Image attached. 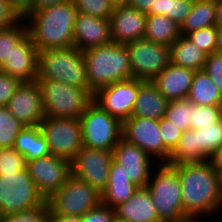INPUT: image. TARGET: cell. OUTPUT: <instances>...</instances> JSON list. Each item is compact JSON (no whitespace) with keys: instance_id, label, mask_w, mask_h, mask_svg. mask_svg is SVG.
<instances>
[{"instance_id":"7dc6e473","label":"cell","mask_w":222,"mask_h":222,"mask_svg":"<svg viewBox=\"0 0 222 222\" xmlns=\"http://www.w3.org/2000/svg\"><path fill=\"white\" fill-rule=\"evenodd\" d=\"M155 2L156 0H129L128 5L147 14L151 8H155Z\"/></svg>"},{"instance_id":"83f0119b","label":"cell","mask_w":222,"mask_h":222,"mask_svg":"<svg viewBox=\"0 0 222 222\" xmlns=\"http://www.w3.org/2000/svg\"><path fill=\"white\" fill-rule=\"evenodd\" d=\"M187 99L196 105H222V95L205 70L195 71Z\"/></svg>"},{"instance_id":"8fae6325","label":"cell","mask_w":222,"mask_h":222,"mask_svg":"<svg viewBox=\"0 0 222 222\" xmlns=\"http://www.w3.org/2000/svg\"><path fill=\"white\" fill-rule=\"evenodd\" d=\"M129 52L132 77L152 81L171 63L170 46L140 39L125 44Z\"/></svg>"},{"instance_id":"44dd1931","label":"cell","mask_w":222,"mask_h":222,"mask_svg":"<svg viewBox=\"0 0 222 222\" xmlns=\"http://www.w3.org/2000/svg\"><path fill=\"white\" fill-rule=\"evenodd\" d=\"M195 71L170 63L152 82L168 100L187 99Z\"/></svg>"},{"instance_id":"4fadbf2b","label":"cell","mask_w":222,"mask_h":222,"mask_svg":"<svg viewBox=\"0 0 222 222\" xmlns=\"http://www.w3.org/2000/svg\"><path fill=\"white\" fill-rule=\"evenodd\" d=\"M113 160V150L83 146L71 161V174L102 193L108 183Z\"/></svg>"},{"instance_id":"d4e9b609","label":"cell","mask_w":222,"mask_h":222,"mask_svg":"<svg viewBox=\"0 0 222 222\" xmlns=\"http://www.w3.org/2000/svg\"><path fill=\"white\" fill-rule=\"evenodd\" d=\"M26 161L50 155L48 143L37 126H25L17 135L13 147Z\"/></svg>"},{"instance_id":"9c48e42d","label":"cell","mask_w":222,"mask_h":222,"mask_svg":"<svg viewBox=\"0 0 222 222\" xmlns=\"http://www.w3.org/2000/svg\"><path fill=\"white\" fill-rule=\"evenodd\" d=\"M50 215L83 216L102 203L101 193L85 181L71 175L48 199Z\"/></svg>"},{"instance_id":"ee69618b","label":"cell","mask_w":222,"mask_h":222,"mask_svg":"<svg viewBox=\"0 0 222 222\" xmlns=\"http://www.w3.org/2000/svg\"><path fill=\"white\" fill-rule=\"evenodd\" d=\"M114 208L102 203L81 216L82 222H113L115 218Z\"/></svg>"},{"instance_id":"30bf717a","label":"cell","mask_w":222,"mask_h":222,"mask_svg":"<svg viewBox=\"0 0 222 222\" xmlns=\"http://www.w3.org/2000/svg\"><path fill=\"white\" fill-rule=\"evenodd\" d=\"M39 127L48 143L50 153L72 161L83 147V135L79 118L45 117Z\"/></svg>"},{"instance_id":"1f68e13d","label":"cell","mask_w":222,"mask_h":222,"mask_svg":"<svg viewBox=\"0 0 222 222\" xmlns=\"http://www.w3.org/2000/svg\"><path fill=\"white\" fill-rule=\"evenodd\" d=\"M195 0H156L155 8L147 14H162L182 25L187 15L191 12Z\"/></svg>"},{"instance_id":"f1b7e54d","label":"cell","mask_w":222,"mask_h":222,"mask_svg":"<svg viewBox=\"0 0 222 222\" xmlns=\"http://www.w3.org/2000/svg\"><path fill=\"white\" fill-rule=\"evenodd\" d=\"M216 0H195L191 12L180 26L181 35L216 26Z\"/></svg>"},{"instance_id":"4dcf8cb0","label":"cell","mask_w":222,"mask_h":222,"mask_svg":"<svg viewBox=\"0 0 222 222\" xmlns=\"http://www.w3.org/2000/svg\"><path fill=\"white\" fill-rule=\"evenodd\" d=\"M196 146L209 159L222 145V118L202 129L195 130Z\"/></svg>"},{"instance_id":"816d5d0a","label":"cell","mask_w":222,"mask_h":222,"mask_svg":"<svg viewBox=\"0 0 222 222\" xmlns=\"http://www.w3.org/2000/svg\"><path fill=\"white\" fill-rule=\"evenodd\" d=\"M216 22L222 25V0H216Z\"/></svg>"},{"instance_id":"836d02e7","label":"cell","mask_w":222,"mask_h":222,"mask_svg":"<svg viewBox=\"0 0 222 222\" xmlns=\"http://www.w3.org/2000/svg\"><path fill=\"white\" fill-rule=\"evenodd\" d=\"M28 33L25 19L16 24L0 29V66L9 57L14 45H16Z\"/></svg>"},{"instance_id":"9a60e30c","label":"cell","mask_w":222,"mask_h":222,"mask_svg":"<svg viewBox=\"0 0 222 222\" xmlns=\"http://www.w3.org/2000/svg\"><path fill=\"white\" fill-rule=\"evenodd\" d=\"M140 79H129L102 87L94 94V101L121 122L132 116Z\"/></svg>"},{"instance_id":"e575fe53","label":"cell","mask_w":222,"mask_h":222,"mask_svg":"<svg viewBox=\"0 0 222 222\" xmlns=\"http://www.w3.org/2000/svg\"><path fill=\"white\" fill-rule=\"evenodd\" d=\"M24 127L7 107H0V149L14 147L15 139Z\"/></svg>"},{"instance_id":"ffe728a7","label":"cell","mask_w":222,"mask_h":222,"mask_svg":"<svg viewBox=\"0 0 222 222\" xmlns=\"http://www.w3.org/2000/svg\"><path fill=\"white\" fill-rule=\"evenodd\" d=\"M74 47L82 52L112 42L110 20L78 12L74 24Z\"/></svg>"},{"instance_id":"603a6c76","label":"cell","mask_w":222,"mask_h":222,"mask_svg":"<svg viewBox=\"0 0 222 222\" xmlns=\"http://www.w3.org/2000/svg\"><path fill=\"white\" fill-rule=\"evenodd\" d=\"M169 101L159 92L152 81L140 80L132 116L159 121L165 117Z\"/></svg>"},{"instance_id":"d590c367","label":"cell","mask_w":222,"mask_h":222,"mask_svg":"<svg viewBox=\"0 0 222 222\" xmlns=\"http://www.w3.org/2000/svg\"><path fill=\"white\" fill-rule=\"evenodd\" d=\"M78 12L110 19L115 5L111 0H71Z\"/></svg>"},{"instance_id":"bcb514c9","label":"cell","mask_w":222,"mask_h":222,"mask_svg":"<svg viewBox=\"0 0 222 222\" xmlns=\"http://www.w3.org/2000/svg\"><path fill=\"white\" fill-rule=\"evenodd\" d=\"M13 10L21 19L32 13L34 0H8Z\"/></svg>"},{"instance_id":"c3c4849f","label":"cell","mask_w":222,"mask_h":222,"mask_svg":"<svg viewBox=\"0 0 222 222\" xmlns=\"http://www.w3.org/2000/svg\"><path fill=\"white\" fill-rule=\"evenodd\" d=\"M65 1L68 0H34L32 13L38 12L42 9L54 6Z\"/></svg>"},{"instance_id":"9f6ffc18","label":"cell","mask_w":222,"mask_h":222,"mask_svg":"<svg viewBox=\"0 0 222 222\" xmlns=\"http://www.w3.org/2000/svg\"><path fill=\"white\" fill-rule=\"evenodd\" d=\"M113 222H127V221H123V220H120V219H118V218H114V220H113Z\"/></svg>"},{"instance_id":"f546056e","label":"cell","mask_w":222,"mask_h":222,"mask_svg":"<svg viewBox=\"0 0 222 222\" xmlns=\"http://www.w3.org/2000/svg\"><path fill=\"white\" fill-rule=\"evenodd\" d=\"M209 160L196 146L195 130H185L168 159L169 165Z\"/></svg>"},{"instance_id":"8d00e7d4","label":"cell","mask_w":222,"mask_h":222,"mask_svg":"<svg viewBox=\"0 0 222 222\" xmlns=\"http://www.w3.org/2000/svg\"><path fill=\"white\" fill-rule=\"evenodd\" d=\"M49 206L47 200L41 205L19 213L0 217V222H49Z\"/></svg>"},{"instance_id":"277c9868","label":"cell","mask_w":222,"mask_h":222,"mask_svg":"<svg viewBox=\"0 0 222 222\" xmlns=\"http://www.w3.org/2000/svg\"><path fill=\"white\" fill-rule=\"evenodd\" d=\"M146 188L162 222H191L184 214L181 182L172 165L157 163Z\"/></svg>"},{"instance_id":"db71d44e","label":"cell","mask_w":222,"mask_h":222,"mask_svg":"<svg viewBox=\"0 0 222 222\" xmlns=\"http://www.w3.org/2000/svg\"><path fill=\"white\" fill-rule=\"evenodd\" d=\"M111 2H112L115 6H119V5H128L129 0H111Z\"/></svg>"},{"instance_id":"7bdbcfd3","label":"cell","mask_w":222,"mask_h":222,"mask_svg":"<svg viewBox=\"0 0 222 222\" xmlns=\"http://www.w3.org/2000/svg\"><path fill=\"white\" fill-rule=\"evenodd\" d=\"M21 81L0 70V107H6Z\"/></svg>"},{"instance_id":"7402d4cb","label":"cell","mask_w":222,"mask_h":222,"mask_svg":"<svg viewBox=\"0 0 222 222\" xmlns=\"http://www.w3.org/2000/svg\"><path fill=\"white\" fill-rule=\"evenodd\" d=\"M116 218L127 222H162L146 187H139L124 203L114 207Z\"/></svg>"},{"instance_id":"52a82bcc","label":"cell","mask_w":222,"mask_h":222,"mask_svg":"<svg viewBox=\"0 0 222 222\" xmlns=\"http://www.w3.org/2000/svg\"><path fill=\"white\" fill-rule=\"evenodd\" d=\"M45 201L27 168L0 175V217L32 209Z\"/></svg>"},{"instance_id":"d6986e66","label":"cell","mask_w":222,"mask_h":222,"mask_svg":"<svg viewBox=\"0 0 222 222\" xmlns=\"http://www.w3.org/2000/svg\"><path fill=\"white\" fill-rule=\"evenodd\" d=\"M112 41L127 44L144 39L147 14L129 5L115 6L110 17Z\"/></svg>"},{"instance_id":"11a10c76","label":"cell","mask_w":222,"mask_h":222,"mask_svg":"<svg viewBox=\"0 0 222 222\" xmlns=\"http://www.w3.org/2000/svg\"><path fill=\"white\" fill-rule=\"evenodd\" d=\"M219 176H220V189L222 193V172L219 173Z\"/></svg>"},{"instance_id":"f5cc1de1","label":"cell","mask_w":222,"mask_h":222,"mask_svg":"<svg viewBox=\"0 0 222 222\" xmlns=\"http://www.w3.org/2000/svg\"><path fill=\"white\" fill-rule=\"evenodd\" d=\"M217 30V51L222 53V25H216Z\"/></svg>"},{"instance_id":"2e32d148","label":"cell","mask_w":222,"mask_h":222,"mask_svg":"<svg viewBox=\"0 0 222 222\" xmlns=\"http://www.w3.org/2000/svg\"><path fill=\"white\" fill-rule=\"evenodd\" d=\"M6 107L25 126L39 125L45 116L37 80L21 82Z\"/></svg>"},{"instance_id":"7a4b0ae2","label":"cell","mask_w":222,"mask_h":222,"mask_svg":"<svg viewBox=\"0 0 222 222\" xmlns=\"http://www.w3.org/2000/svg\"><path fill=\"white\" fill-rule=\"evenodd\" d=\"M77 8L71 0L29 14L25 21L38 51L74 46Z\"/></svg>"},{"instance_id":"ac0fdd59","label":"cell","mask_w":222,"mask_h":222,"mask_svg":"<svg viewBox=\"0 0 222 222\" xmlns=\"http://www.w3.org/2000/svg\"><path fill=\"white\" fill-rule=\"evenodd\" d=\"M39 51L27 33L14 45L0 70L18 78L21 82L36 81L38 78Z\"/></svg>"},{"instance_id":"b9f144b4","label":"cell","mask_w":222,"mask_h":222,"mask_svg":"<svg viewBox=\"0 0 222 222\" xmlns=\"http://www.w3.org/2000/svg\"><path fill=\"white\" fill-rule=\"evenodd\" d=\"M204 70L212 78L222 95V53L217 51L207 55Z\"/></svg>"},{"instance_id":"3957f363","label":"cell","mask_w":222,"mask_h":222,"mask_svg":"<svg viewBox=\"0 0 222 222\" xmlns=\"http://www.w3.org/2000/svg\"><path fill=\"white\" fill-rule=\"evenodd\" d=\"M89 90L95 94L102 87L133 79L129 52L125 44L110 42L83 51Z\"/></svg>"},{"instance_id":"ab89813d","label":"cell","mask_w":222,"mask_h":222,"mask_svg":"<svg viewBox=\"0 0 222 222\" xmlns=\"http://www.w3.org/2000/svg\"><path fill=\"white\" fill-rule=\"evenodd\" d=\"M26 166L25 157L13 147L0 149V175L25 170Z\"/></svg>"},{"instance_id":"4316f807","label":"cell","mask_w":222,"mask_h":222,"mask_svg":"<svg viewBox=\"0 0 222 222\" xmlns=\"http://www.w3.org/2000/svg\"><path fill=\"white\" fill-rule=\"evenodd\" d=\"M181 36L180 26L162 14H147L144 39L171 46Z\"/></svg>"},{"instance_id":"484cf974","label":"cell","mask_w":222,"mask_h":222,"mask_svg":"<svg viewBox=\"0 0 222 222\" xmlns=\"http://www.w3.org/2000/svg\"><path fill=\"white\" fill-rule=\"evenodd\" d=\"M171 63L192 69L204 70L207 54L197 47L185 35H181L171 46Z\"/></svg>"},{"instance_id":"681fc988","label":"cell","mask_w":222,"mask_h":222,"mask_svg":"<svg viewBox=\"0 0 222 222\" xmlns=\"http://www.w3.org/2000/svg\"><path fill=\"white\" fill-rule=\"evenodd\" d=\"M213 168L219 174L222 172V145L216 150V152L209 158Z\"/></svg>"},{"instance_id":"ba28073f","label":"cell","mask_w":222,"mask_h":222,"mask_svg":"<svg viewBox=\"0 0 222 222\" xmlns=\"http://www.w3.org/2000/svg\"><path fill=\"white\" fill-rule=\"evenodd\" d=\"M79 120L84 147L113 150L122 138V122L104 111L95 101L86 108Z\"/></svg>"},{"instance_id":"f6af8a7d","label":"cell","mask_w":222,"mask_h":222,"mask_svg":"<svg viewBox=\"0 0 222 222\" xmlns=\"http://www.w3.org/2000/svg\"><path fill=\"white\" fill-rule=\"evenodd\" d=\"M21 18L13 10L8 0H0V29L10 27Z\"/></svg>"},{"instance_id":"cb8c5ba5","label":"cell","mask_w":222,"mask_h":222,"mask_svg":"<svg viewBox=\"0 0 222 222\" xmlns=\"http://www.w3.org/2000/svg\"><path fill=\"white\" fill-rule=\"evenodd\" d=\"M138 188L123 172L121 165L113 160L108 183L101 193L102 204L114 208L129 200Z\"/></svg>"},{"instance_id":"7c38bea8","label":"cell","mask_w":222,"mask_h":222,"mask_svg":"<svg viewBox=\"0 0 222 222\" xmlns=\"http://www.w3.org/2000/svg\"><path fill=\"white\" fill-rule=\"evenodd\" d=\"M122 138L144 150L156 164L168 163L171 152L164 146L159 121L131 116L122 122Z\"/></svg>"},{"instance_id":"6da1fadb","label":"cell","mask_w":222,"mask_h":222,"mask_svg":"<svg viewBox=\"0 0 222 222\" xmlns=\"http://www.w3.org/2000/svg\"><path fill=\"white\" fill-rule=\"evenodd\" d=\"M172 166L181 182L184 214L191 222H200L222 211L220 176L209 160Z\"/></svg>"},{"instance_id":"e0dca14e","label":"cell","mask_w":222,"mask_h":222,"mask_svg":"<svg viewBox=\"0 0 222 222\" xmlns=\"http://www.w3.org/2000/svg\"><path fill=\"white\" fill-rule=\"evenodd\" d=\"M113 158L133 183L147 186L156 161L144 150L121 138L113 149Z\"/></svg>"},{"instance_id":"74e56055","label":"cell","mask_w":222,"mask_h":222,"mask_svg":"<svg viewBox=\"0 0 222 222\" xmlns=\"http://www.w3.org/2000/svg\"><path fill=\"white\" fill-rule=\"evenodd\" d=\"M185 36L207 55L217 52L216 26L202 28L200 30L190 32Z\"/></svg>"},{"instance_id":"8992f818","label":"cell","mask_w":222,"mask_h":222,"mask_svg":"<svg viewBox=\"0 0 222 222\" xmlns=\"http://www.w3.org/2000/svg\"><path fill=\"white\" fill-rule=\"evenodd\" d=\"M37 79L89 89L83 52L74 46L39 51Z\"/></svg>"},{"instance_id":"5b68a950","label":"cell","mask_w":222,"mask_h":222,"mask_svg":"<svg viewBox=\"0 0 222 222\" xmlns=\"http://www.w3.org/2000/svg\"><path fill=\"white\" fill-rule=\"evenodd\" d=\"M36 80L45 117L80 118L94 101V94L88 88L71 86L57 80Z\"/></svg>"},{"instance_id":"f35d334b","label":"cell","mask_w":222,"mask_h":222,"mask_svg":"<svg viewBox=\"0 0 222 222\" xmlns=\"http://www.w3.org/2000/svg\"><path fill=\"white\" fill-rule=\"evenodd\" d=\"M222 118V105L200 106L193 103V130L202 129Z\"/></svg>"},{"instance_id":"f907efd6","label":"cell","mask_w":222,"mask_h":222,"mask_svg":"<svg viewBox=\"0 0 222 222\" xmlns=\"http://www.w3.org/2000/svg\"><path fill=\"white\" fill-rule=\"evenodd\" d=\"M49 222H82L81 216L49 215Z\"/></svg>"},{"instance_id":"d6a6232c","label":"cell","mask_w":222,"mask_h":222,"mask_svg":"<svg viewBox=\"0 0 222 222\" xmlns=\"http://www.w3.org/2000/svg\"><path fill=\"white\" fill-rule=\"evenodd\" d=\"M164 118L183 132L193 130V103L188 99L169 101Z\"/></svg>"},{"instance_id":"60d3db41","label":"cell","mask_w":222,"mask_h":222,"mask_svg":"<svg viewBox=\"0 0 222 222\" xmlns=\"http://www.w3.org/2000/svg\"><path fill=\"white\" fill-rule=\"evenodd\" d=\"M159 131L164 140V146L172 152L180 141L183 131L165 118L159 120Z\"/></svg>"},{"instance_id":"5bb4252c","label":"cell","mask_w":222,"mask_h":222,"mask_svg":"<svg viewBox=\"0 0 222 222\" xmlns=\"http://www.w3.org/2000/svg\"><path fill=\"white\" fill-rule=\"evenodd\" d=\"M26 168L46 200L58 191L72 175L71 162L53 154L27 161Z\"/></svg>"}]
</instances>
